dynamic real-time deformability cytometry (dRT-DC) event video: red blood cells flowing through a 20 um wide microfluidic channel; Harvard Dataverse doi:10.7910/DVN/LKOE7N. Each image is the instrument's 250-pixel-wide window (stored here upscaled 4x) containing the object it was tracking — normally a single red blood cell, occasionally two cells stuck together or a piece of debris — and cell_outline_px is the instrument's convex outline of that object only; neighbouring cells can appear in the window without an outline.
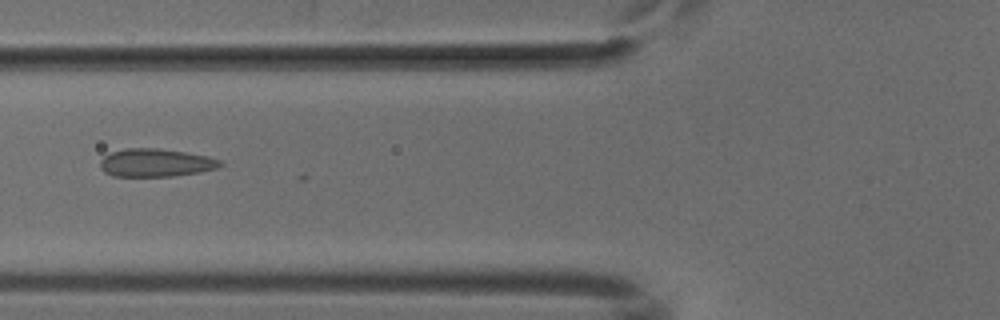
{"species": "common noctule bat (a hibernating species)", "species_latin": "Nyctalus noctula", "temperature_condition": "cold", "stored_images_in_passage": 17, "camera_frame_rate_fps": 3000, "um_per_image_px": 0.085, "animal": {"sex": "male", "body_mass_g": 18.8}, "frame": {"image": 1, "passage_image": 6, "time_ms": 1.667, "image_size_px": [1000, 320], "cell_outline_px": [[224, 164], [216, 168], [200, 172], [172, 176], [112, 176], [104, 172], [100, 168], [100, 160], [104, 156], [112, 152], [124, 148], [160, 148], [208, 156], [220, 160]], "centroid_in_image_um": [13.22, 13.83], "position_along_channel_um": 112.6, "area_um2": 19.65}}
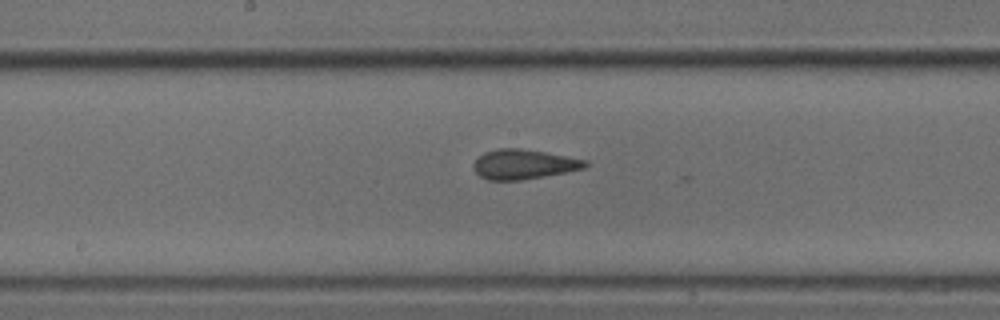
{"frame": {"image": 2, "passage_image": 13, "time_ms": 4.0, "image_size_px": [1000, 320], "cell_outline_px": [[588, 164], [584, 168], [544, 176], [520, 180], [488, 180], [480, 176], [472, 168], [472, 164], [484, 152], [496, 148], [520, 148], [544, 152], [588, 160]], "centroid_in_image_um": [44.48, 13.96], "position_along_channel_um": 203.7, "area_um2": 19.25}}
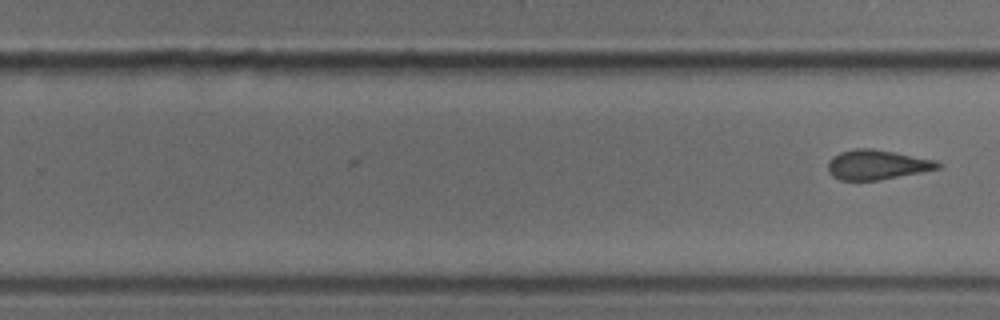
{"frame": {"image": 3, "passage_image": 17, "time_ms": 5.333, "image_size_px": [1000, 320], "cell_outline_px": [[940, 168], [880, 180], [840, 180], [832, 176], [828, 172], [828, 160], [832, 156], [840, 152], [856, 148], [872, 148], [896, 152], [936, 160], [940, 164]], "centroid_in_image_um": [74.51, 13.99], "position_along_channel_um": 255.3, "area_um2": 19.07}}